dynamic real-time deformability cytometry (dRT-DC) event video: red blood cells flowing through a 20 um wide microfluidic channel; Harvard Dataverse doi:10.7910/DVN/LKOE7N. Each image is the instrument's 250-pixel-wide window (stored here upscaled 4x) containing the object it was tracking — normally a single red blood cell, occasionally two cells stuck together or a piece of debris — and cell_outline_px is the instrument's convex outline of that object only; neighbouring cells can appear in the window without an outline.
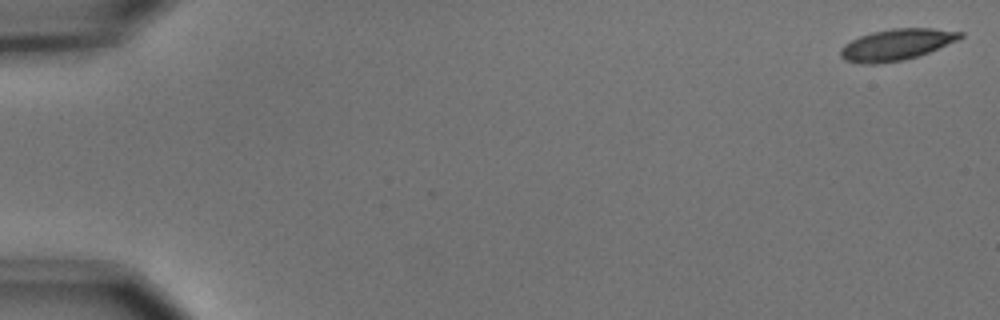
{"species": "common noctule bat (a hibernating species)", "species_latin": "Nyctalus noctula", "temperature_condition": "cold", "stored_images_in_passage": 5, "camera_frame_rate_fps": 3000, "um_per_image_px": 0.085, "animal": {"sex": "male", "body_mass_g": 15.6}, "frame": {"image": 1, "passage_image": 1, "time_ms": 0.0, "image_size_px": [1000, 320], "cell_outline_px": [[964, 36], [956, 40], [928, 52], [904, 60], [876, 64], [860, 64], [844, 60], [840, 56], [840, 48], [844, 44], [860, 36], [872, 32], [892, 28], [932, 28], [964, 32]], "centroid_in_image_um": [76.16, 3.79], "position_along_channel_um": 8.8, "area_um2": 21.73}}
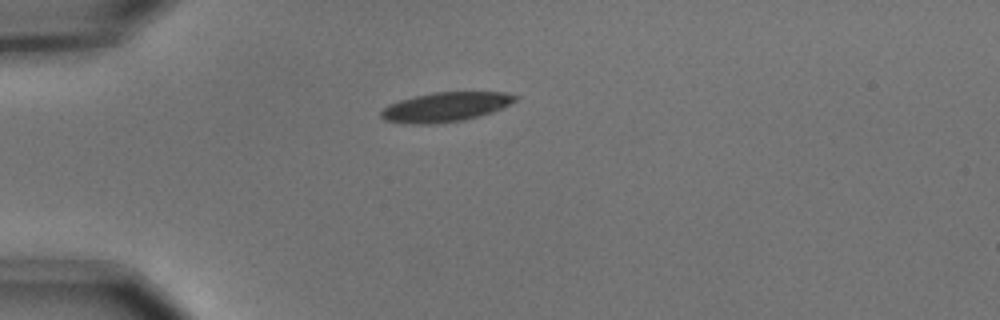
{"frame": {"image": 2, "passage_image": 5, "time_ms": 1.333, "image_size_px": [1000, 320], "cell_outline_px": [[520, 96], [516, 100], [492, 112], [464, 120], [432, 124], [404, 124], [384, 120], [380, 116], [380, 112], [388, 104], [400, 100], [432, 92], [504, 92]], "centroid_in_image_um": [37.83, 9.1], "position_along_channel_um": 47.2, "area_um2": 23.0}}